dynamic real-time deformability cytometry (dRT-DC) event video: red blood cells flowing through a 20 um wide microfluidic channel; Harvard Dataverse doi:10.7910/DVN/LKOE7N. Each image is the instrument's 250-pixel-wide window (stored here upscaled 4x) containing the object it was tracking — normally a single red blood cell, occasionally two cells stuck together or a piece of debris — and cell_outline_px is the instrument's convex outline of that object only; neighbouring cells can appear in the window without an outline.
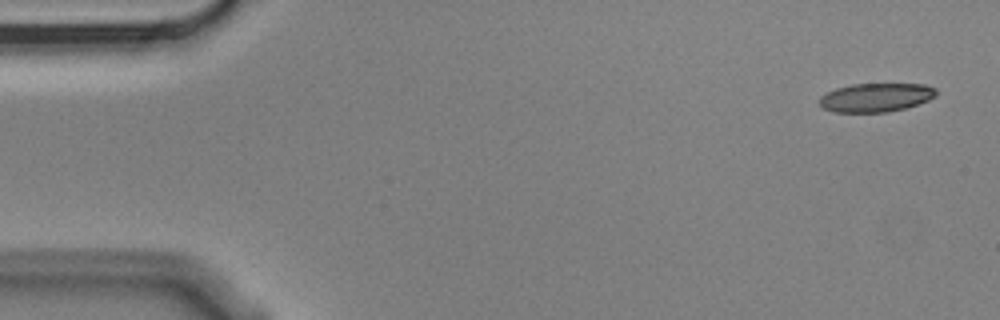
{"species": "Egyptian fruit bat (a non-hibernating species)", "species_latin": "Rousettus aegyptiacus", "temperature_condition": "cold", "stored_images_in_passage": 4, "camera_frame_rate_fps": 3000, "um_per_image_px": 0.085, "animal": {"sex": "male"}, "frame": {"image": 1, "passage_image": 1, "time_ms": 0.0, "image_size_px": [1000, 320], "cell_outline_px": [[936, 96], [928, 100], [904, 108], [888, 112], [832, 112], [824, 108], [820, 104], [820, 96], [836, 88], [852, 84], [924, 84], [936, 88]], "centroid_in_image_um": [74.45, 8.28], "position_along_channel_um": 10.6, "area_um2": 19.42}}